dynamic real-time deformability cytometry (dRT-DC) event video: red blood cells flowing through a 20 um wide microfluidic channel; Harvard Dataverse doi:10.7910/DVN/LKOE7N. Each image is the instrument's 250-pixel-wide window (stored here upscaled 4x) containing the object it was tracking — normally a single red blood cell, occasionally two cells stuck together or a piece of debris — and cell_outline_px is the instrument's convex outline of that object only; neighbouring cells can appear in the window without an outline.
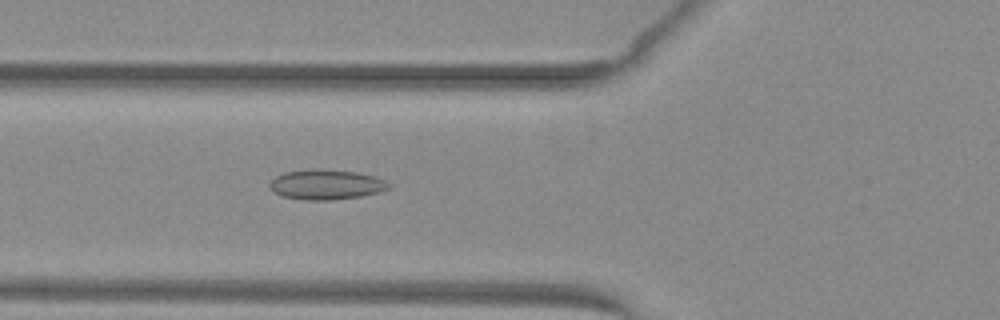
{"species": "common noctule bat (a hibernating species)", "species_latin": "Nyctalus noctula", "temperature_condition": "warm", "stored_images_in_passage": 38, "camera_frame_rate_fps": 3000, "um_per_image_px": 0.085, "animal": {"sex": "female", "body_mass_g": 29.2, "forearm_length_mm": 56.3}, "frame": {"image": 1, "passage_image": 6, "time_ms": 1.667, "image_size_px": [1000, 320], "cell_outline_px": [[392, 184], [388, 188], [376, 192], [360, 196], [332, 200], [304, 200], [280, 196], [268, 184], [276, 176], [284, 172], [312, 168], [320, 168], [356, 172], [372, 176], [384, 180]], "centroid_in_image_um": [27.69, 15.67], "position_along_channel_um": 98.1, "area_um2": 20.75}}
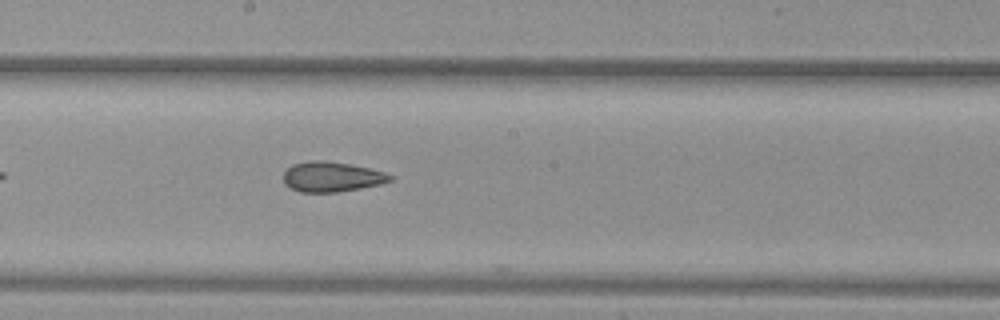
{"frame": {"image": 2, "passage_image": 15, "time_ms": 4.667, "image_size_px": [1000, 320], "cell_outline_px": [[396, 176], [392, 180], [380, 184], [360, 188], [336, 192], [300, 192], [288, 188], [284, 184], [284, 172], [292, 164], [312, 160], [324, 160], [348, 164], [368, 168], [384, 172]], "centroid_in_image_um": [28.18, 15.03], "position_along_channel_um": 220.0, "area_um2": 18.73}}
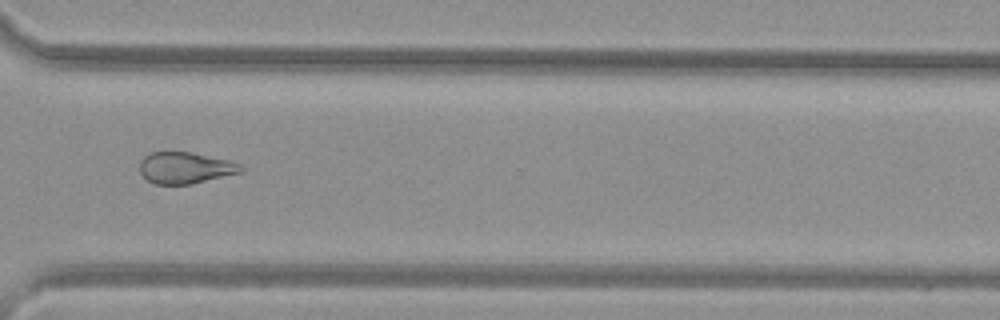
{"frame": {"image": 3, "passage_image": 25, "time_ms": 8.0, "image_size_px": [1000, 320], "cell_outline_px": [[244, 172], [192, 184], [156, 184], [148, 180], [140, 172], [140, 160], [144, 156], [152, 152], [192, 152], [228, 160], [240, 164], [244, 168]], "centroid_in_image_um": [15.78, 14.27], "position_along_channel_um": 354.8, "area_um2": 18.61}, "authors_computed_cell_mechanics": {"area_um2": 19.7387, "velocity_mm_per_s": 4.0538, "shape_relaxation_time_tau1_ms": null, "shape_relaxation_time_tau2_ms": 2.9554, "deformation_change_tau1": null, "deformation_change_tau2": 0.0891}}